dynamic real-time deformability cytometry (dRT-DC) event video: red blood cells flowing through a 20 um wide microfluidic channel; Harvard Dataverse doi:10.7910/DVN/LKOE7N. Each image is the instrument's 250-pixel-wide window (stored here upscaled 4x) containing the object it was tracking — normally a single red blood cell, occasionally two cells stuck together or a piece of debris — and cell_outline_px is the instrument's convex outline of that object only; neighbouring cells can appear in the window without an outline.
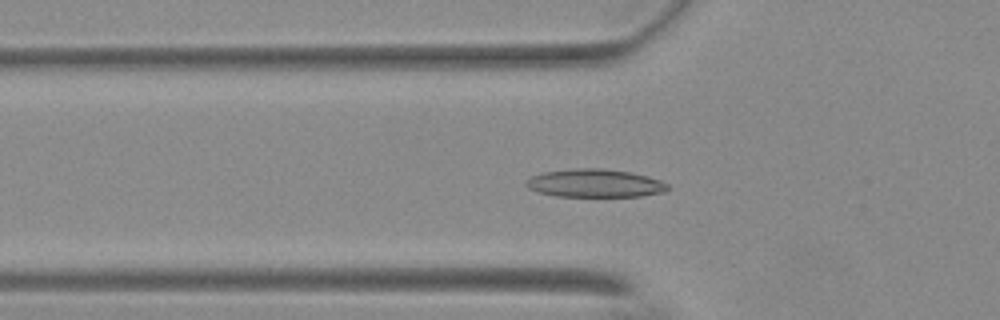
{"species": "Egyptian fruit bat (a non-hibernating species)", "species_latin": "Rousettus aegyptiacus", "temperature_condition": "warm", "stored_images_in_passage": 49, "camera_frame_rate_fps": 3000, "um_per_image_px": 0.085, "animal": {"sex": "female"}, "frame": {"image": 1, "passage_image": 13, "time_ms": 4.0, "image_size_px": [1000, 320], "cell_outline_px": [[668, 188], [664, 192], [640, 196], [556, 196], [540, 192], [528, 188], [524, 184], [524, 180], [532, 176], [544, 172], [580, 168], [600, 168], [628, 172], [648, 176], [660, 180], [668, 184]], "centroid_in_image_um": [50.55, 15.57], "position_along_channel_um": 75.3, "area_um2": 23.0}}
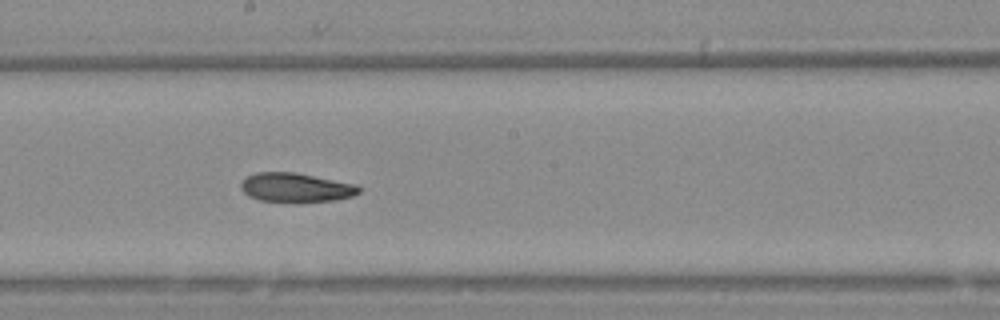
{"frame": {"image": 2, "passage_image": 25, "time_ms": 8.0, "image_size_px": [1000, 320], "cell_outline_px": [[360, 192], [352, 196], [336, 200], [300, 204], [296, 204], [260, 200], [248, 196], [240, 188], [240, 180], [256, 172], [292, 172], [356, 184], [360, 188]], "centroid_in_image_um": [25.12, 15.98], "position_along_channel_um": 223.1, "area_um2": 20.58}}
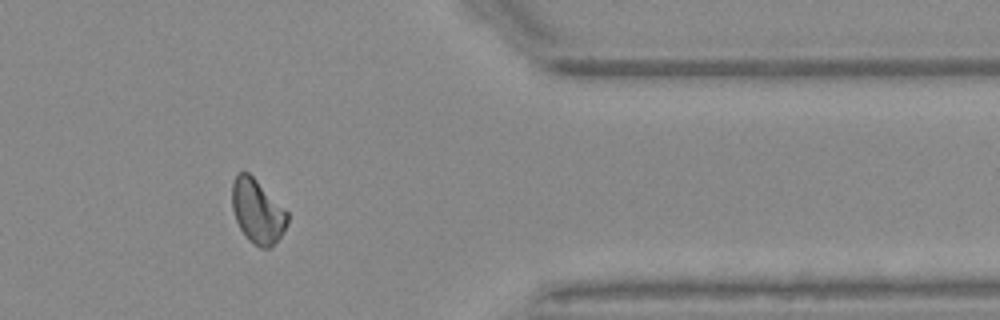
{"frame": {"image": 3, "passage_image": 40, "time_ms": 13.0, "image_size_px": [1000, 320], "cell_outline_px": [[288, 224], [284, 232], [272, 248], [260, 248], [252, 244], [248, 240], [240, 228], [236, 220], [232, 208], [232, 184], [236, 176], [240, 172], [248, 172], [288, 212]], "centroid_in_image_um": [21.9, 18.02], "position_along_channel_um": 389.5, "area_um2": 20.63}}